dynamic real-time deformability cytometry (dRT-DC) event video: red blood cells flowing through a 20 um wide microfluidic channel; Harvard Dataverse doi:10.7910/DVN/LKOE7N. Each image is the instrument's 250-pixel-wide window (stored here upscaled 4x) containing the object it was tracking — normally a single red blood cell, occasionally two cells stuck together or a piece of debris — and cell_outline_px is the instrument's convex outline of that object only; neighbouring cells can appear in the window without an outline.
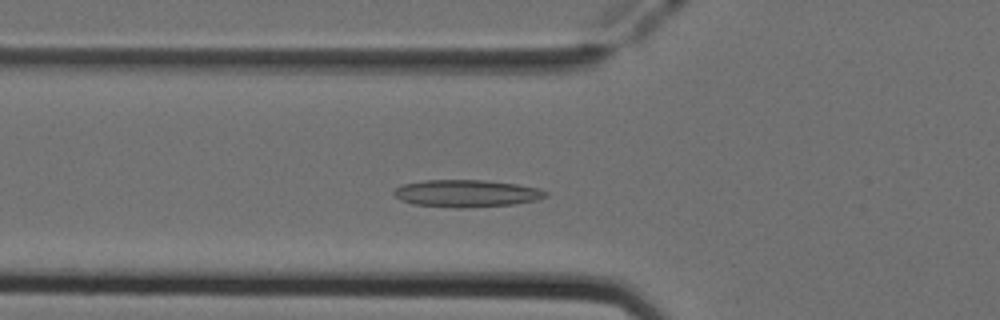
{"species": "Egyptian fruit bat (a non-hibernating species)", "species_latin": "Rousettus aegyptiacus", "temperature_condition": "cold", "stored_images_in_passage": 42, "camera_frame_rate_fps": 3000, "um_per_image_px": 0.085, "animal": {"sex": "female"}, "frame": {"image": 1, "passage_image": 9, "time_ms": 2.667, "image_size_px": [1000, 320], "cell_outline_px": [[548, 196], [536, 200], [512, 204], [464, 208], [456, 208], [412, 204], [400, 200], [392, 192], [400, 184], [424, 180], [484, 180], [516, 184], [536, 188], [548, 192]], "centroid_in_image_um": [39.6, 16.44], "position_along_channel_um": 86.2, "area_um2": 24.1}}
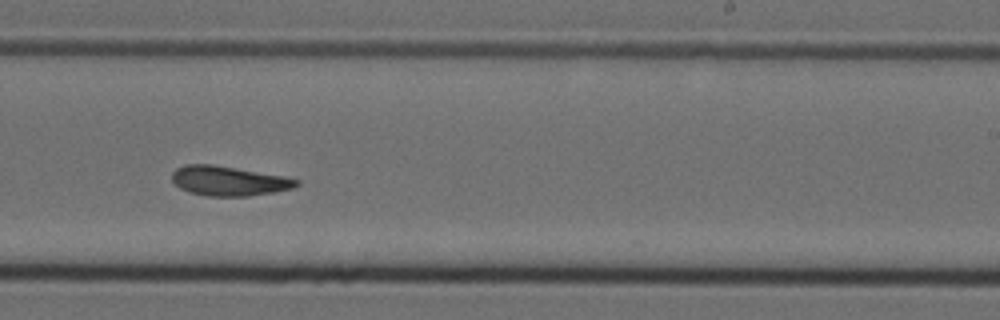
{"frame": {"image": 2, "passage_image": 23, "time_ms": 7.333, "image_size_px": [1000, 320], "cell_outline_px": [[300, 184], [292, 188], [276, 192], [248, 196], [208, 196], [188, 192], [180, 188], [172, 180], [172, 172], [176, 168], [184, 164], [212, 164], [284, 176], [300, 180]], "centroid_in_image_um": [19.44, 15.38], "position_along_channel_um": 269.6, "area_um2": 21.56}}
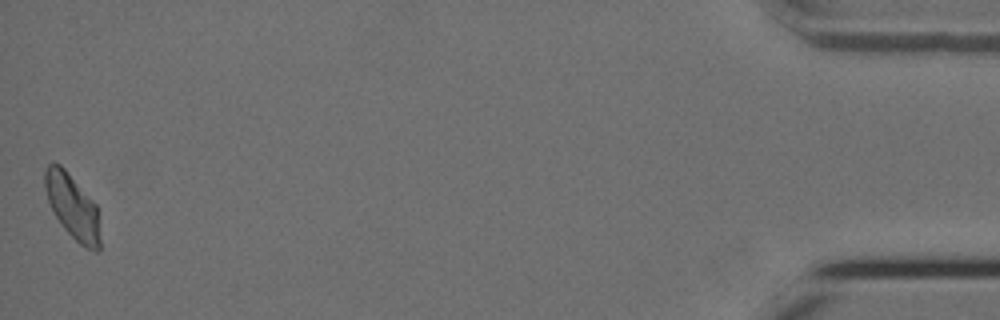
{"frame": {"image": 3, "passage_image": 42, "time_ms": 13.667, "image_size_px": [1000, 320], "cell_outline_px": [[100, 252], [96, 252], [84, 248], [64, 228], [56, 216], [48, 200], [44, 188], [44, 168], [48, 164], [60, 164], [64, 168], [96, 204], [100, 240]], "centroid_in_image_um": [6.16, 17.57], "position_along_channel_um": 429.0, "area_um2": 20.58}, "authors_computed_cell_mechanics": {"area_um2": 21.2126, "velocity_mm_per_s": 3.9303, "shape_relaxation_time_tau1_ms": null, "shape_relaxation_time_tau2_ms": 3.582, "deformation_change_tau1": null, "deformation_change_tau2": 0.097}}